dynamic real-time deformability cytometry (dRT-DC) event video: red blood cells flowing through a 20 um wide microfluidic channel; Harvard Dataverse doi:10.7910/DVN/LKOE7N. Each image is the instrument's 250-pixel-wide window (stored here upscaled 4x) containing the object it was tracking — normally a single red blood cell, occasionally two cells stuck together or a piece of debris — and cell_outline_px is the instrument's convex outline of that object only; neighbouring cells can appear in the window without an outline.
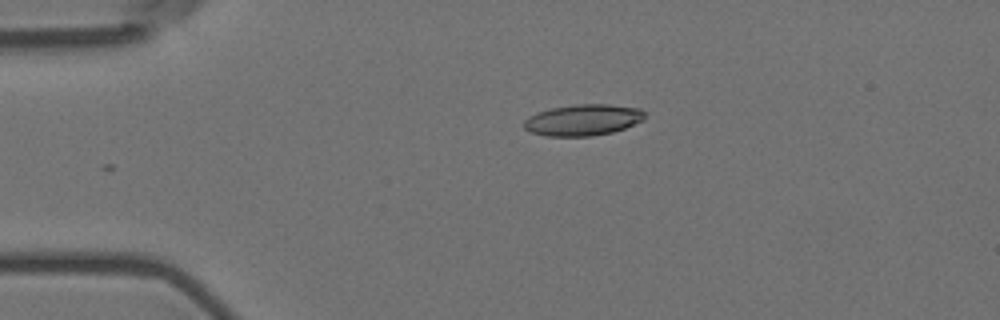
{"species": "Egyptian fruit bat (a non-hibernating species)", "species_latin": "Rousettus aegyptiacus", "temperature_condition": "room temperature", "stored_images_in_passage": 4, "camera_frame_rate_fps": 3000, "um_per_image_px": 0.085, "animal": {"sex": "female"}, "frame": {"image": 1, "passage_image": 3, "time_ms": 0.667, "image_size_px": [1000, 320], "cell_outline_px": [[644, 120], [624, 128], [612, 132], [592, 136], [544, 136], [532, 132], [524, 128], [524, 120], [528, 116], [536, 112], [552, 108], [576, 104], [608, 104], [640, 108], [644, 112]], "centroid_in_image_um": [49.54, 10.19], "position_along_channel_um": 35.5, "area_um2": 22.02}}